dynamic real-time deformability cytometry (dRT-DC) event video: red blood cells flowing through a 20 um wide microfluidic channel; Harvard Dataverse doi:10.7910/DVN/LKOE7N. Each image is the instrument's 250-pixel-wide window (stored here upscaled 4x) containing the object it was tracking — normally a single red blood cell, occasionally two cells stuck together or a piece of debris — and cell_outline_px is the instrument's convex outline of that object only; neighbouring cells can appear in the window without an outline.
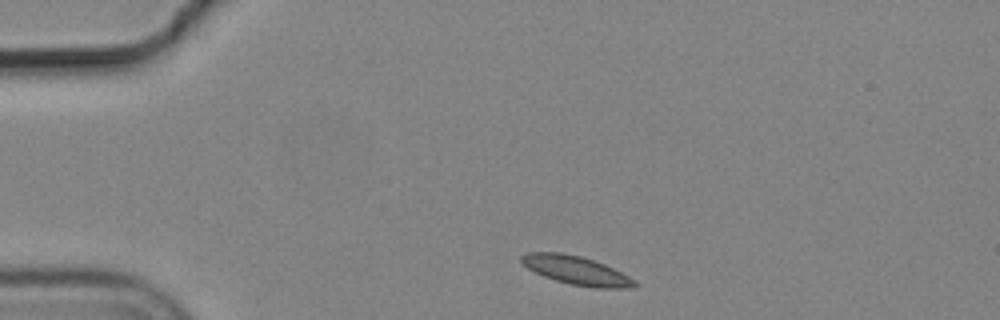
{"species": "common noctule bat (a hibernating species)", "species_latin": "Nyctalus noctula", "temperature_condition": "cold", "stored_images_in_passage": 3, "camera_frame_rate_fps": 3000, "um_per_image_px": 0.085, "animal": {"sex": "male", "body_mass_g": 19.2, "forearm_length_mm": 51.8}, "frame": {"image": 1, "passage_image": 1, "time_ms": 0.0, "image_size_px": [1000, 320], "cell_outline_px": [[640, 284], [632, 288], [592, 288], [568, 284], [544, 276], [520, 264], [520, 256], [528, 252], [560, 252], [580, 256], [604, 264], [628, 276]], "centroid_in_image_um": [48.97, 22.99], "position_along_channel_um": 36.0, "area_um2": 18.9}}
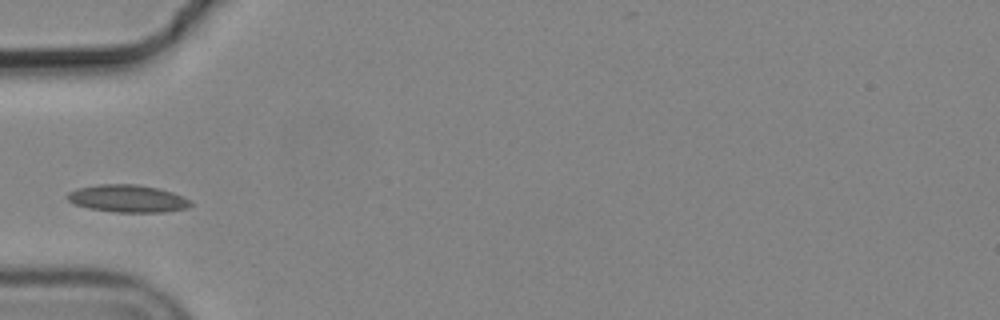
{"frame": {"image": 2, "passage_image": 3, "time_ms": 0.667, "image_size_px": [1000, 320], "cell_outline_px": [[192, 204], [188, 208], [164, 212], [112, 212], [88, 208], [76, 204], [68, 200], [64, 196], [68, 192], [76, 188], [100, 184], [136, 184], [156, 188], [172, 192], [184, 196]], "centroid_in_image_um": [10.82, 16.88], "position_along_channel_um": 74.2, "area_um2": 19.77}}